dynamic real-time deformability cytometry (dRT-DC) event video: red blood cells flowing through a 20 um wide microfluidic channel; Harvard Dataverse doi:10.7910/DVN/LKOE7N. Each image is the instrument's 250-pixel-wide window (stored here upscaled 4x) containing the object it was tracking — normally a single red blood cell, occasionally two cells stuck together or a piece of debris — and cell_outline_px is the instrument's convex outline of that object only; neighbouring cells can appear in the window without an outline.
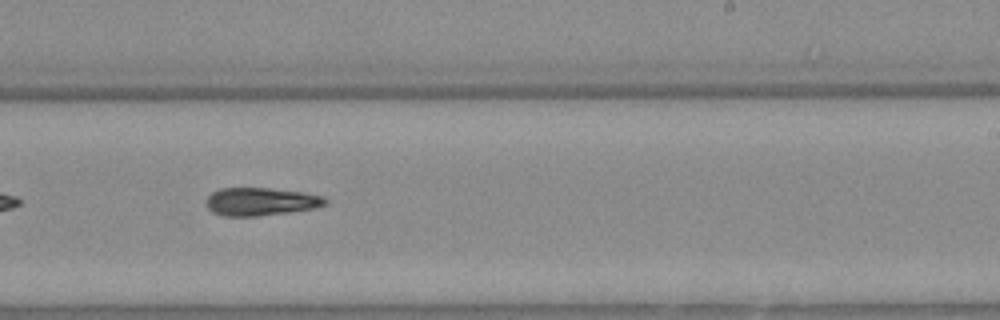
{"species": "Egyptian fruit bat (a non-hibernating species)", "species_latin": "Rousettus aegyptiacus", "temperature_condition": "warm", "stored_images_in_passage": 31, "camera_frame_rate_fps": 3000, "um_per_image_px": 0.085, "animal": {"sex": "female"}, "frame": {"image": 1, "passage_image": 18, "time_ms": 5.667, "image_size_px": [1000, 320], "cell_outline_px": [[328, 204], [316, 208], [288, 212], [256, 216], [224, 216], [212, 212], [208, 208], [204, 200], [212, 192], [220, 188], [268, 188], [304, 192], [324, 196], [328, 200]], "centroid_in_image_um": [22.17, 17.13], "position_along_channel_um": 266.8, "area_um2": 19.59}}